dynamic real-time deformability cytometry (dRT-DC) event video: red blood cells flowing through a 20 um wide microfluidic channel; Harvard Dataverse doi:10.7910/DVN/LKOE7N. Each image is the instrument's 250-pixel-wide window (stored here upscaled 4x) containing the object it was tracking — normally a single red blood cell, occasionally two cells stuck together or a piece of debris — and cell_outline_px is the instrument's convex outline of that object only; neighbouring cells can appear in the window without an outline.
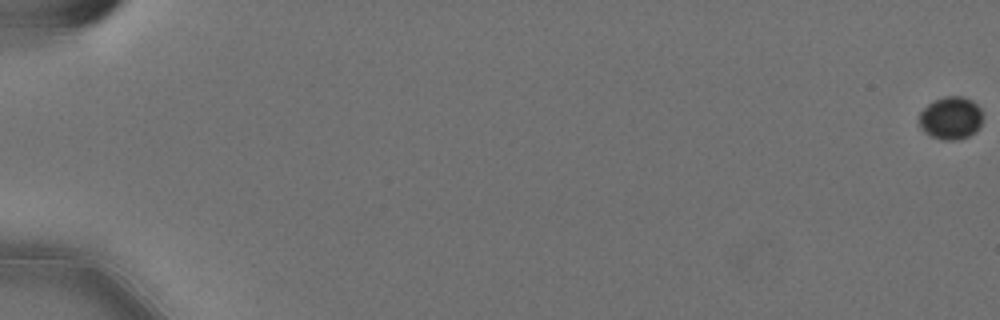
{"species": "Egyptian fruit bat (a non-hibernating species)", "species_latin": "Rousettus aegyptiacus", "temperature_condition": "cold", "stored_images_in_passage": 28, "camera_frame_rate_fps": 3000, "um_per_image_px": 0.085, "animal": {"sex": "female"}, "frame": {"image": 1, "passage_image": 1, "time_ms": 0.0, "image_size_px": [1000, 320], "cell_outline_px": [[984, 116], [980, 128], [976, 132], [960, 140], [940, 140], [924, 132], [920, 124], [920, 112], [928, 104], [944, 96], [960, 96], [972, 100], [980, 108]], "centroid_in_image_um": [80.86, 10.05], "position_along_channel_um": 4.1, "area_um2": 16.01}}
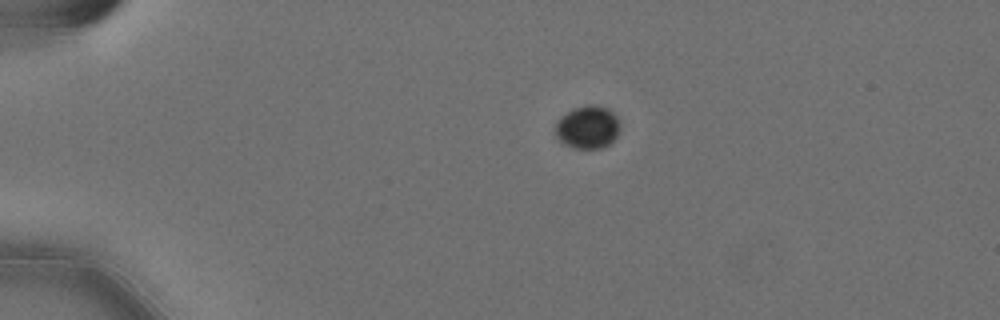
{"frame": {"image": 2, "passage_image": 15, "time_ms": 4.667, "image_size_px": [1000, 320], "cell_outline_px": [[620, 128], [616, 136], [608, 144], [600, 148], [572, 148], [556, 140], [556, 120], [560, 116], [572, 108], [588, 104], [596, 104], [608, 108], [620, 120]], "centroid_in_image_um": [49.92, 10.79], "position_along_channel_um": 35.1, "area_um2": 16.47}}